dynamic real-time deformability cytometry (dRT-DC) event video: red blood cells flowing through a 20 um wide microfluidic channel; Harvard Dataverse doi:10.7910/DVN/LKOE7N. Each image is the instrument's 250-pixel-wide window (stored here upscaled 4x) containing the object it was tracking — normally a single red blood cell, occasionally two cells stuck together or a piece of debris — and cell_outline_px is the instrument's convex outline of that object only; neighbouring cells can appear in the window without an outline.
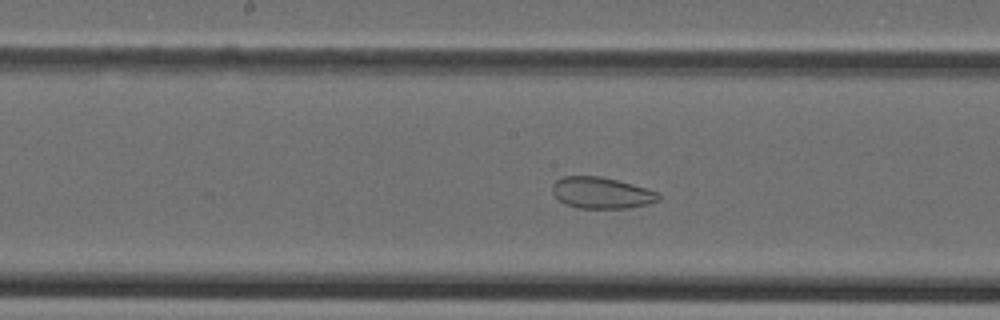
{"species": "Egyptian fruit bat (a non-hibernating species)", "species_latin": "Rousettus aegyptiacus", "temperature_condition": "cold", "stored_images_in_passage": 42, "camera_frame_rate_fps": 3000, "um_per_image_px": 0.085, "animal": {"sex": "female"}, "frame": {"image": 1, "passage_image": 20, "time_ms": 6.333, "image_size_px": [1000, 320], "cell_outline_px": [[660, 200], [648, 204], [628, 208], [576, 208], [564, 204], [552, 192], [552, 184], [556, 180], [564, 176], [600, 176], [632, 184], [660, 192]], "centroid_in_image_um": [51.13, 16.4], "position_along_channel_um": 197.1, "area_um2": 19.48}}
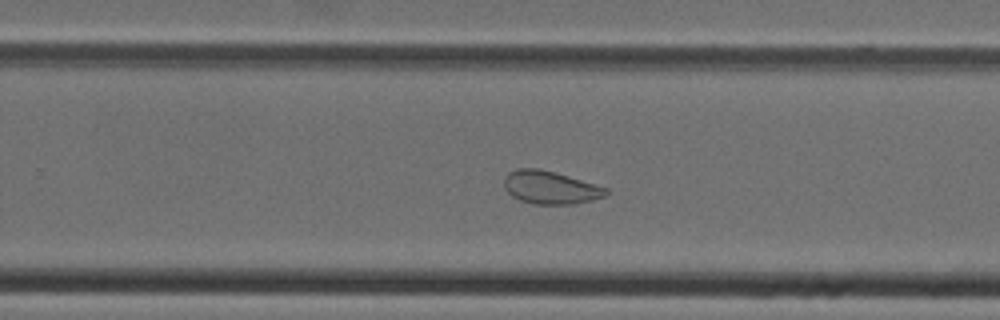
{"frame": {"image": 2, "passage_image": 26, "time_ms": 8.333, "image_size_px": [1000, 320], "cell_outline_px": [[608, 192], [604, 196], [592, 200], [572, 204], [536, 204], [520, 200], [512, 196], [504, 188], [504, 176], [508, 172], [516, 168], [540, 168], [568, 176], [608, 188]], "centroid_in_image_um": [46.74, 15.92], "position_along_channel_um": 283.1, "area_um2": 19.54}}
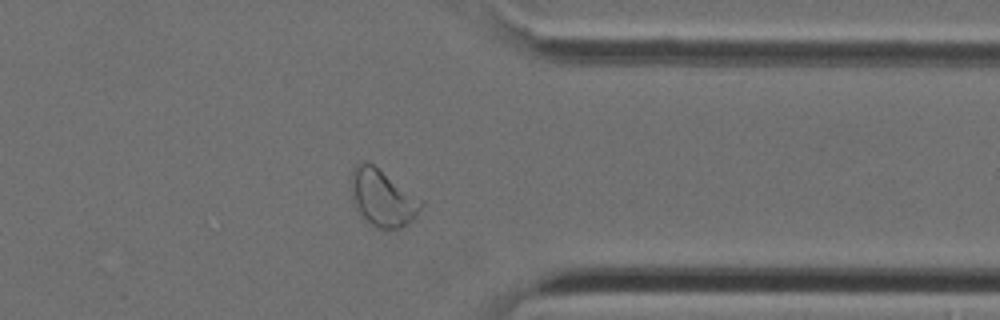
{"frame": {"image": 3, "passage_image": 33, "time_ms": 10.667, "image_size_px": [1000, 320], "cell_outline_px": [[424, 204], [412, 220], [400, 228], [376, 228], [364, 220], [356, 212], [352, 196], [352, 172], [356, 164], [372, 164], [424, 200]], "centroid_in_image_um": [32.53, 16.86], "position_along_channel_um": 378.9, "area_um2": 22.95}}